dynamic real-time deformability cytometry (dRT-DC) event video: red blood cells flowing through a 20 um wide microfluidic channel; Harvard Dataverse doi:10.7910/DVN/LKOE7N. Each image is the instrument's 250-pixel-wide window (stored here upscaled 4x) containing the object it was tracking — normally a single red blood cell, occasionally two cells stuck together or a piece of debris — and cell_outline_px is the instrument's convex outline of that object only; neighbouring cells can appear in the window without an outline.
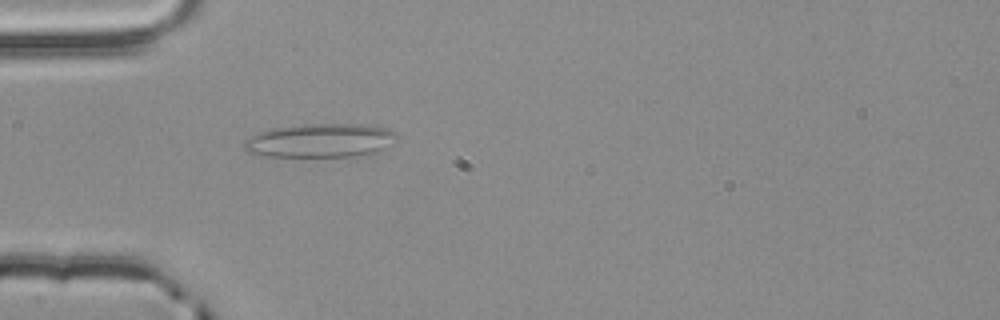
{"species": "common noctule bat (a hibernating species)", "species_latin": "Nyctalus noctula", "temperature_condition": "room temperature", "stored_images_in_passage": 4, "camera_frame_rate_fps": 3000, "um_per_image_px": 0.085, "animal": {"sex": "male", "body_mass_g": 20.4}, "frame": {"image": 1, "passage_image": 4, "time_ms": 1.0, "image_size_px": [1000, 320], "cell_outline_px": [[396, 140], [372, 152], [352, 156], [260, 156], [248, 152], [244, 148], [244, 140], [248, 136], [256, 132], [276, 128], [304, 124], [372, 124], [388, 128], [396, 132]], "centroid_in_image_um": [27.17, 11.92], "position_along_channel_um": 57.8, "area_um2": 29.94}}